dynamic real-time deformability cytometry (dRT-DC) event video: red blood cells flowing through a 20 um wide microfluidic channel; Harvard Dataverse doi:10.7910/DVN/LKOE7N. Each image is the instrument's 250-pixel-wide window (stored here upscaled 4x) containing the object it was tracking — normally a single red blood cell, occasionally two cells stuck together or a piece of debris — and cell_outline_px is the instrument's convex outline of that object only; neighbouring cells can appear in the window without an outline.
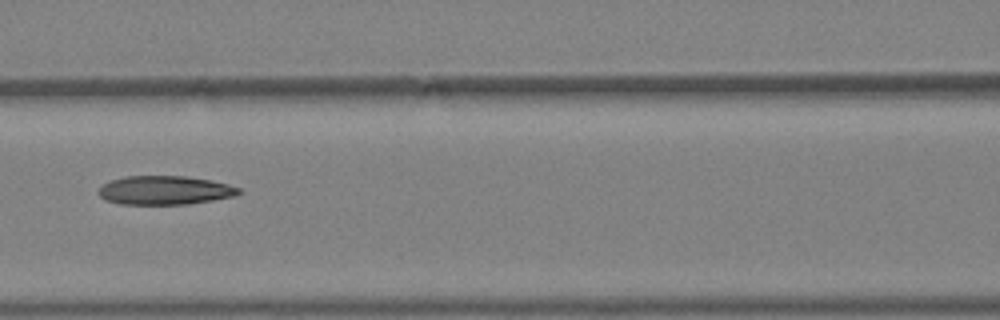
{"species": "Egyptian fruit bat (a non-hibernating species)", "species_latin": "Rousettus aegyptiacus", "temperature_condition": "warm", "stored_images_in_passage": 5, "camera_frame_rate_fps": 3000, "um_per_image_px": 0.085, "animal": {"sex": "female"}, "frame": {"image": 1, "passage_image": 5, "time_ms": 1.333, "image_size_px": [1000, 320], "cell_outline_px": [[240, 192], [236, 196], [188, 204], [120, 204], [104, 200], [96, 192], [104, 184], [112, 180], [124, 176], [188, 176], [212, 180], [228, 184], [240, 188]], "centroid_in_image_um": [14.01, 16.17], "position_along_channel_um": 152.6, "area_um2": 23.64}}